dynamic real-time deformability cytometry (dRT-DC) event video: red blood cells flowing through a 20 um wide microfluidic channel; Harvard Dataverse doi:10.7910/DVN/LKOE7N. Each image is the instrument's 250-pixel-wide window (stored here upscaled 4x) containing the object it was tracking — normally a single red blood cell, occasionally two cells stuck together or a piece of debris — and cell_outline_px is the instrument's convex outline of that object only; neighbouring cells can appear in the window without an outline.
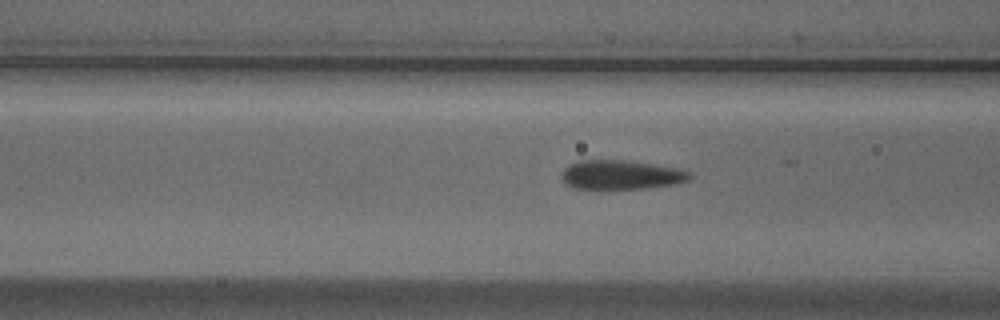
{"species": "Egyptian fruit bat (a non-hibernating species)", "species_latin": "Rousettus aegyptiacus", "temperature_condition": "cold", "stored_images_in_passage": 8, "camera_frame_rate_fps": 3000, "um_per_image_px": 0.085, "animal": {"sex": "male"}, "frame": {"image": 1, "passage_image": 5, "time_ms": 1.333, "image_size_px": [1000, 320], "cell_outline_px": [[692, 176], [688, 180], [676, 184], [648, 188], [572, 188], [564, 184], [560, 176], [564, 168], [568, 164], [576, 160], [628, 160], [680, 168], [692, 172]], "centroid_in_image_um": [52.78, 14.84], "position_along_channel_um": 113.8, "area_um2": 22.14}}